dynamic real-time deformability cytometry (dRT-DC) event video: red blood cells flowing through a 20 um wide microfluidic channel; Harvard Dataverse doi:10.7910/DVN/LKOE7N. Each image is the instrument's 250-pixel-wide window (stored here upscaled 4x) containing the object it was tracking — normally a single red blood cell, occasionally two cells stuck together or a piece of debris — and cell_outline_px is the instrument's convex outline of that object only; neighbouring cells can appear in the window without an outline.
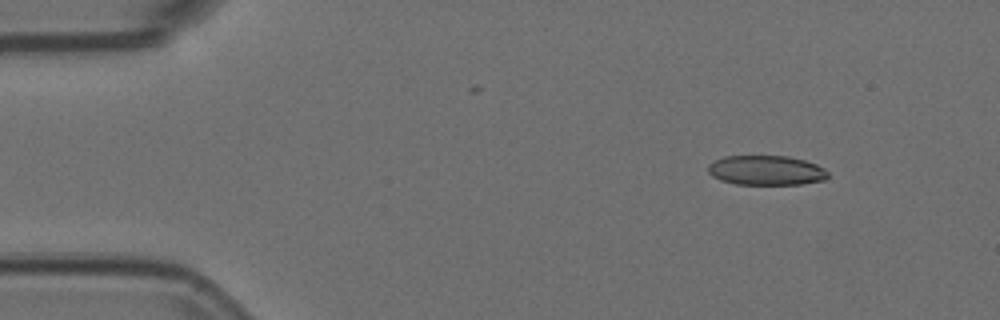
{"species": "Egyptian fruit bat (a non-hibernating species)", "species_latin": "Rousettus aegyptiacus", "temperature_condition": "room temperature", "stored_images_in_passage": 6, "camera_frame_rate_fps": 3000, "um_per_image_px": 0.085, "animal": {"sex": "female"}, "frame": {"image": 1, "passage_image": 2, "time_ms": 0.333, "image_size_px": [1000, 320], "cell_outline_px": [[828, 176], [824, 180], [800, 184], [736, 184], [720, 180], [712, 176], [708, 172], [708, 164], [724, 156], [788, 156], [804, 160], [816, 164], [824, 168], [828, 172]], "centroid_in_image_um": [65.12, 14.48], "position_along_channel_um": 19.9, "area_um2": 20.69}}
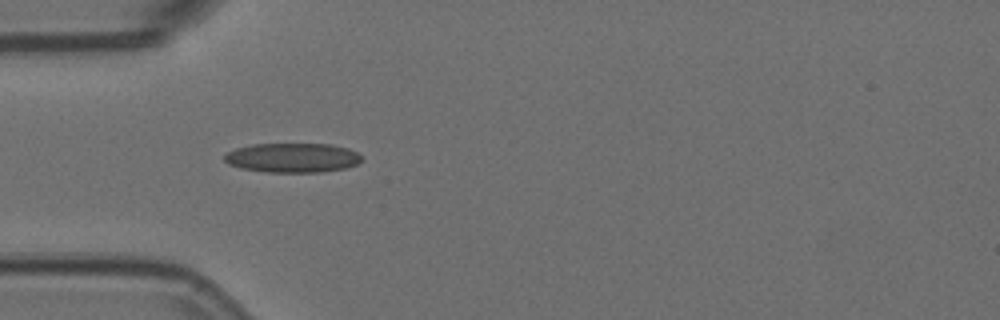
{"frame": {"image": 2, "passage_image": 5, "time_ms": 1.333, "image_size_px": [1000, 320], "cell_outline_px": [[360, 160], [356, 164], [344, 168], [320, 172], [268, 172], [240, 168], [228, 164], [224, 160], [224, 152], [236, 148], [252, 144], [332, 144], [348, 148], [356, 152], [360, 156]], "centroid_in_image_um": [24.8, 13.4], "position_along_channel_um": 60.2, "area_um2": 23.52}}
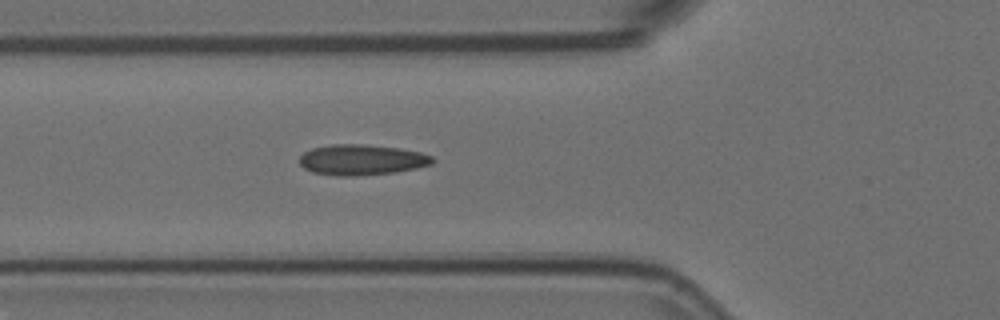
{"frame": {"image": 3, "passage_image": 6, "time_ms": 1.667, "image_size_px": [1000, 320], "cell_outline_px": [[436, 160], [432, 164], [416, 168], [396, 172], [356, 176], [336, 176], [312, 172], [304, 168], [300, 164], [300, 156], [304, 152], [312, 148], [332, 144], [364, 144], [400, 148], [420, 152], [432, 156]], "centroid_in_image_um": [30.75, 13.58], "position_along_channel_um": 95.0, "area_um2": 23.87}}